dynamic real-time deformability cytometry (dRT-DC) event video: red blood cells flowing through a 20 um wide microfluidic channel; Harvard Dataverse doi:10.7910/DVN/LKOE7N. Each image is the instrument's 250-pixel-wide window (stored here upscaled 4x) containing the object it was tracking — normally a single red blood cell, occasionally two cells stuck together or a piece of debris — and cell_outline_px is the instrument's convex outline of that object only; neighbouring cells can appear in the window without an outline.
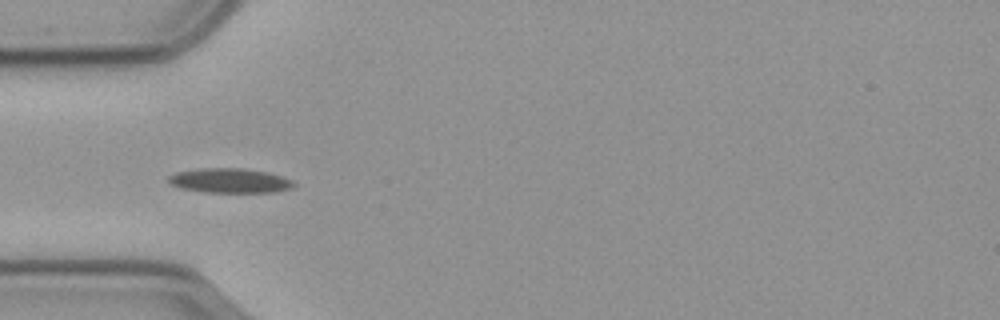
{"species": "common noctule bat (a hibernating species)", "species_latin": "Nyctalus noctula", "temperature_condition": "cold", "stored_images_in_passage": 41, "camera_frame_rate_fps": 3000, "um_per_image_px": 0.085, "animal": {"sex": "male", "body_mass_g": 23.1, "forearm_length_mm": 52.7}, "frame": {"image": 1, "passage_image": 1, "time_ms": 0.0, "image_size_px": [1000, 320], "cell_outline_px": [[296, 184], [292, 188], [276, 192], [204, 192], [180, 188], [168, 184], [168, 176], [176, 172], [200, 168], [244, 168], [268, 172], [292, 180]], "centroid_in_image_um": [19.51, 15.35], "position_along_channel_um": 65.5, "area_um2": 18.09}}
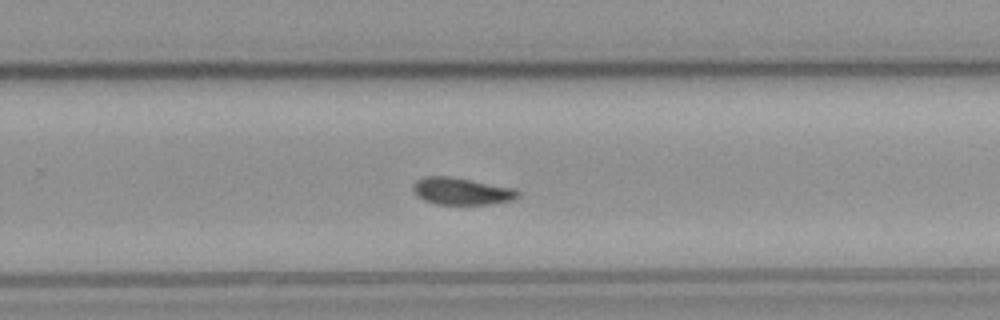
{"frame": {"image": 2, "passage_image": 20, "time_ms": 6.333, "image_size_px": [1000, 320], "cell_outline_px": [[520, 196], [512, 200], [492, 204], [436, 204], [424, 200], [416, 196], [412, 188], [412, 184], [416, 180], [424, 176], [452, 176], [516, 188], [520, 192]], "centroid_in_image_um": [39.24, 16.24], "position_along_channel_um": 290.6, "area_um2": 16.88}}
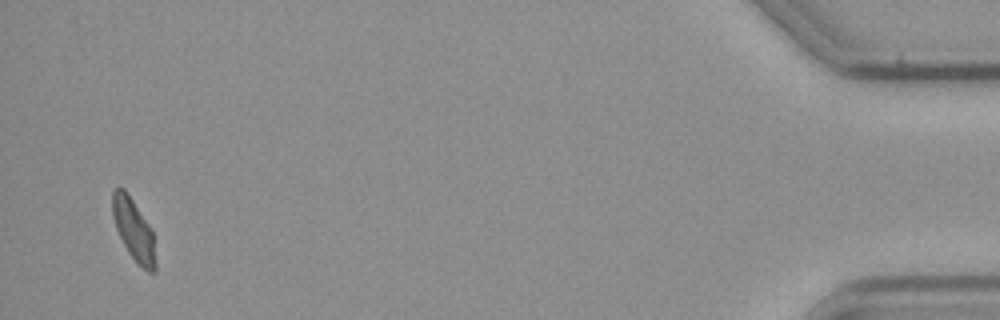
{"frame": {"image": 3, "passage_image": 39, "time_ms": 12.667, "image_size_px": [1000, 320], "cell_outline_px": [[156, 272], [148, 272], [128, 252], [116, 228], [112, 216], [112, 188], [124, 188], [152, 228], [156, 264]], "centroid_in_image_um": [11.36, 19.5], "position_along_channel_um": 423.8, "area_um2": 15.32}, "authors_computed_cell_mechanics": {"area_um2": 16.7042, "velocity_mm_per_s": 3.5509, "shape_relaxation_time_tau1_ms": 9.4682, "shape_relaxation_time_tau2_ms": null, "deformation_change_tau1": 0.1569, "deformation_change_tau2": null}}